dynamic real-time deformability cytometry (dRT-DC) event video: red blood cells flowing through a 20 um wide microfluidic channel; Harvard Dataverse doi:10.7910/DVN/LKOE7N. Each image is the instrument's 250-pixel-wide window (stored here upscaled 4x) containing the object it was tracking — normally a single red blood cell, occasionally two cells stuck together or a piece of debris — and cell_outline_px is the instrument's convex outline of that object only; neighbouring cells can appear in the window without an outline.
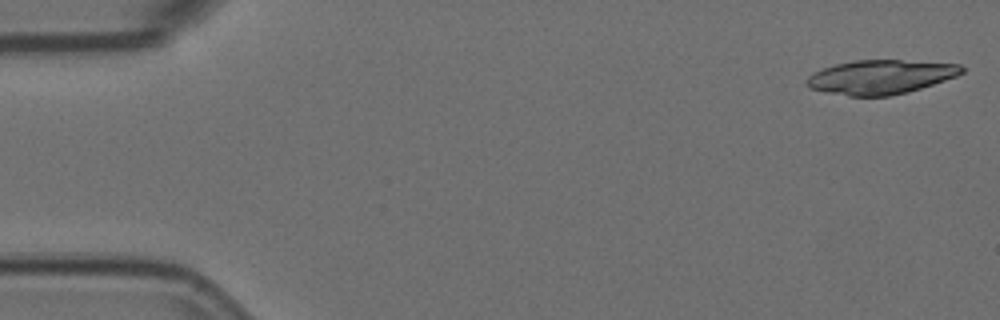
{"species": "Egyptian fruit bat (a non-hibernating species)", "species_latin": "Rousettus aegyptiacus", "temperature_condition": "room temperature", "stored_images_in_passage": 4, "camera_frame_rate_fps": 3000, "um_per_image_px": 0.085, "animal": {"sex": "female"}, "frame": {"image": 1, "passage_image": 1, "time_ms": 0.0, "image_size_px": [1000, 320], "cell_outline_px": [[964, 72], [956, 76], [908, 92], [888, 96], [848, 96], [808, 88], [808, 76], [812, 72], [836, 64], [856, 60], [900, 60], [960, 64], [964, 68]], "centroid_in_image_um": [74.85, 6.54], "position_along_channel_um": 10.2, "area_um2": 30.58}}